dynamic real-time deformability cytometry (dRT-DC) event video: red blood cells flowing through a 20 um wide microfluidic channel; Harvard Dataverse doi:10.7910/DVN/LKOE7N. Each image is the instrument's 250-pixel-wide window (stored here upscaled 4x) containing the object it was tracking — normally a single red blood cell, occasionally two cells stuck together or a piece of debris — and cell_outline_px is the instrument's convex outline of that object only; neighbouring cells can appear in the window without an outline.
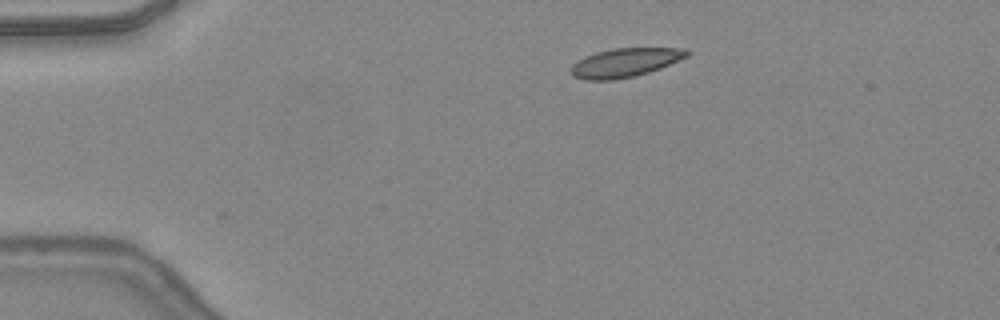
{"species": "common noctule bat (a hibernating species)", "species_latin": "Nyctalus noctula", "temperature_condition": "warm", "stored_images_in_passage": 26, "camera_frame_rate_fps": 3000, "um_per_image_px": 0.085, "animal": {"sex": "female", "body_mass_g": 24.6, "forearm_length_mm": 56.2}, "frame": {"image": 1, "passage_image": 1, "time_ms": 0.0, "image_size_px": [1000, 320], "cell_outline_px": [[692, 52], [688, 56], [660, 68], [636, 76], [612, 80], [584, 80], [572, 76], [572, 64], [584, 56], [596, 52], [612, 48], [688, 48]], "centroid_in_image_um": [53.14, 5.31], "position_along_channel_um": 31.9, "area_um2": 19.59}}
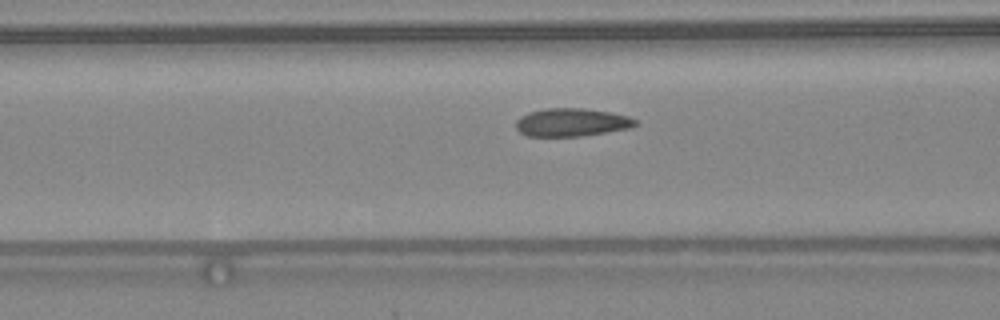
{"frame": {"image": 2, "passage_image": 11, "time_ms": 3.333, "image_size_px": [1000, 320], "cell_outline_px": [[636, 124], [632, 128], [580, 136], [528, 136], [520, 132], [516, 128], [516, 120], [520, 116], [528, 112], [544, 108], [584, 108], [608, 112], [628, 116], [636, 120]], "centroid_in_image_um": [48.56, 10.39], "position_along_channel_um": 118.0, "area_um2": 19.54}}
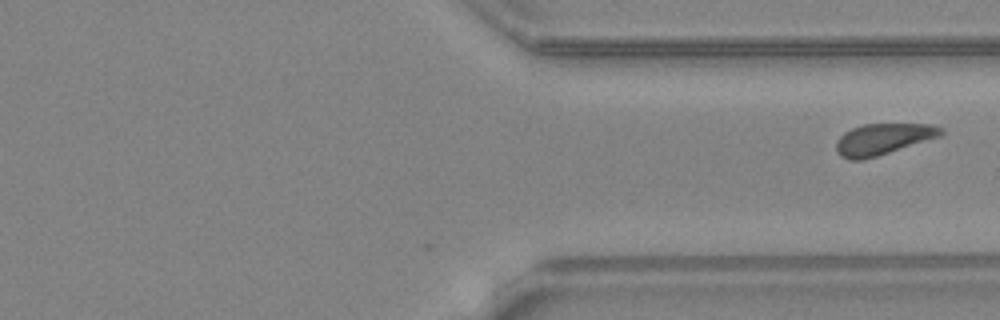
{"frame": {"image": 3, "passage_image": 26, "time_ms": 8.333, "image_size_px": [1000, 320], "cell_outline_px": [[944, 132], [940, 136], [864, 160], [848, 160], [840, 156], [836, 152], [836, 140], [844, 132], [852, 128], [864, 124], [932, 124], [944, 128]], "centroid_in_image_um": [75.03, 11.82], "position_along_channel_um": 336.4, "area_um2": 19.07}}